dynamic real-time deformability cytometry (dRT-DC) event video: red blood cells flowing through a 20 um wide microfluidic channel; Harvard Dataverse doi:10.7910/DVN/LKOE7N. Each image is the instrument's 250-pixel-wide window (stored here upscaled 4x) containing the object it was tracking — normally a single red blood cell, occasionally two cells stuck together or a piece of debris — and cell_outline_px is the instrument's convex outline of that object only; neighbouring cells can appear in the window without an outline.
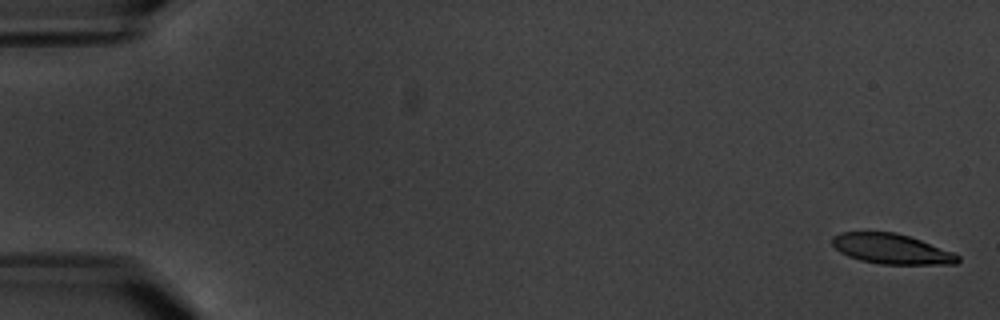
{"species": "common noctule bat (a hibernating species)", "species_latin": "Nyctalus noctula", "temperature_condition": "warm", "stored_images_in_passage": 7, "camera_frame_rate_fps": 3000, "um_per_image_px": 0.085, "animal": {"sex": "male", "body_mass_g": 20.1, "forearm_length_mm": 53.5}, "frame": {"image": 1, "passage_image": 1, "time_ms": 0.0, "image_size_px": [1000, 320], "cell_outline_px": [[960, 260], [956, 264], [880, 264], [860, 260], [848, 256], [840, 252], [832, 244], [832, 236], [840, 232], [896, 232], [920, 240], [952, 252], [960, 256]], "centroid_in_image_um": [75.76, 21.16], "position_along_channel_um": 9.2, "area_um2": 21.91}}
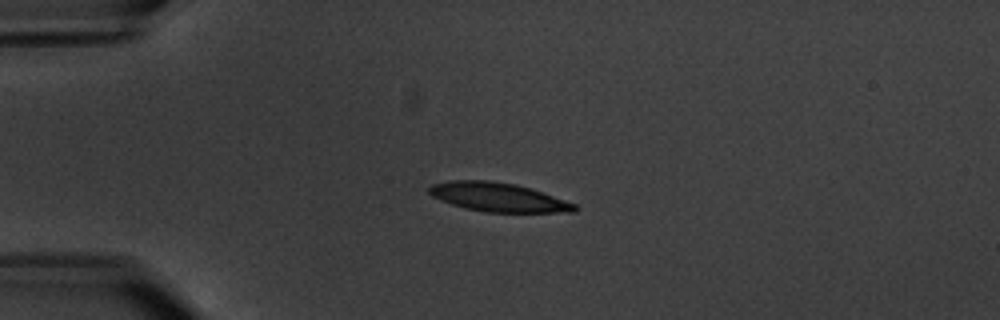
{"frame": {"image": 2, "passage_image": 5, "time_ms": 4.667, "image_size_px": [1000, 320], "cell_outline_px": [[580, 208], [576, 212], [484, 212], [464, 208], [440, 200], [432, 196], [428, 192], [428, 188], [432, 184], [452, 180], [488, 180], [516, 184], [576, 204]], "centroid_in_image_um": [42.32, 16.76], "position_along_channel_um": 42.7, "area_um2": 24.39}}